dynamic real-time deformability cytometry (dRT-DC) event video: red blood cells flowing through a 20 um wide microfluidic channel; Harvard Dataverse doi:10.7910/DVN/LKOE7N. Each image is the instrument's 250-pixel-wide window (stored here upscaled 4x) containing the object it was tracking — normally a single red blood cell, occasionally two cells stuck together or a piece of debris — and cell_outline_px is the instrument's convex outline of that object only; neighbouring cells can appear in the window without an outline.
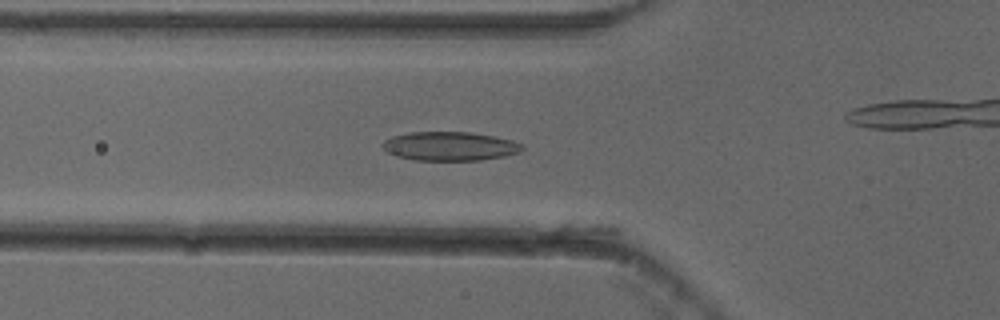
{"species": "common noctule bat (a hibernating species)", "species_latin": "Nyctalus noctula", "temperature_condition": "cold", "stored_images_in_passage": 55, "camera_frame_rate_fps": 3000, "um_per_image_px": 0.085, "animal": {"sex": "female"}, "frame": {"image": 1, "passage_image": 20, "time_ms": 6.333, "image_size_px": [1000, 320], "cell_outline_px": [[524, 148], [520, 152], [504, 156], [480, 160], [416, 160], [400, 156], [388, 152], [380, 144], [384, 140], [392, 136], [408, 132], [472, 132], [512, 140], [524, 144]], "centroid_in_image_um": [38.26, 12.42], "position_along_channel_um": 87.5, "area_um2": 23.47}}
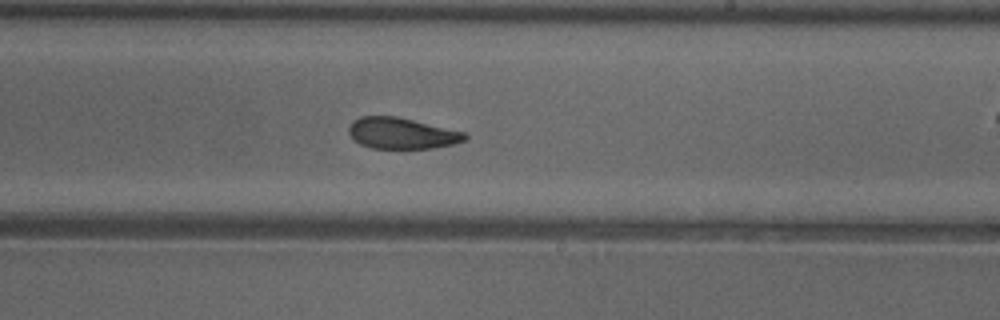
{"frame": {"image": 2, "passage_image": 33, "time_ms": 10.667, "image_size_px": [1000, 320], "cell_outline_px": [[468, 136], [464, 140], [452, 144], [432, 148], [372, 148], [360, 144], [352, 140], [348, 132], [348, 128], [352, 120], [360, 116], [396, 116], [464, 132]], "centroid_in_image_um": [34.07, 11.32], "position_along_channel_um": 254.9, "area_um2": 20.98}}
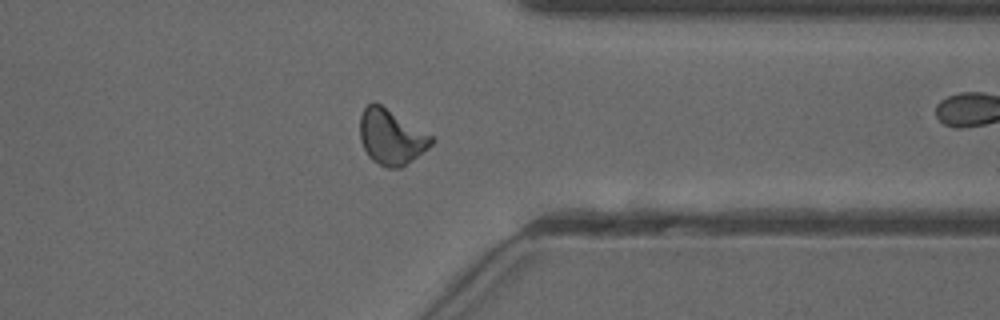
{"frame": {"image": 3, "passage_image": 43, "time_ms": 14.0, "image_size_px": [1000, 320], "cell_outline_px": [[436, 140], [428, 148], [400, 168], [388, 168], [372, 160], [368, 156], [360, 140], [360, 116], [364, 108], [372, 100], [380, 104], [432, 136]], "centroid_in_image_um": [33.23, 11.64], "position_along_channel_um": 378.2, "area_um2": 22.72}, "authors_computed_cell_mechanics": {"area_um2": 22.1952, "velocity_mm_per_s": 3.8448, "shape_relaxation_time_tau1_ms": 4.7937, "shape_relaxation_time_tau2_ms": 2.4402, "deformation_change_tau1": 0.1356, "deformation_change_tau2": 0.0848}}